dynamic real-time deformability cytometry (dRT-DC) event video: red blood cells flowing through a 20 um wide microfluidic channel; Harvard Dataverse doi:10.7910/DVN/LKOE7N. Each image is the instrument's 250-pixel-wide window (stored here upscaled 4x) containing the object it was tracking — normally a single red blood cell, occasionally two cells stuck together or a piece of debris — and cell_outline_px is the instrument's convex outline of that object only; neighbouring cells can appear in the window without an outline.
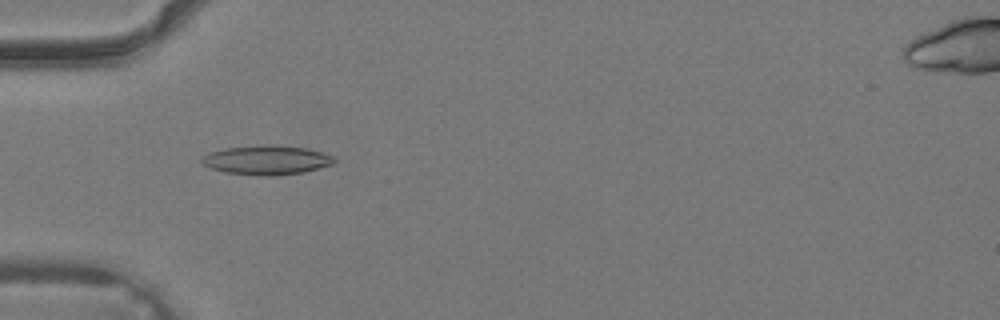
{"species": "common noctule bat (a hibernating species)", "species_latin": "Nyctalus noctula", "temperature_condition": "warm", "stored_images_in_passage": 31, "camera_frame_rate_fps": 3000, "um_per_image_px": 0.085, "animal": {"sex": "male", "body_mass_g": 19.2, "forearm_length_mm": 51.8}, "frame": {"image": 1, "passage_image": 5, "time_ms": 1.333, "image_size_px": [1000, 320], "cell_outline_px": [[336, 160], [332, 164], [304, 172], [272, 176], [260, 176], [224, 172], [212, 168], [204, 164], [200, 160], [204, 156], [212, 152], [224, 148], [264, 144], [308, 148], [332, 156]], "centroid_in_image_um": [22.66, 13.6], "position_along_channel_um": 62.3, "area_um2": 22.43}}
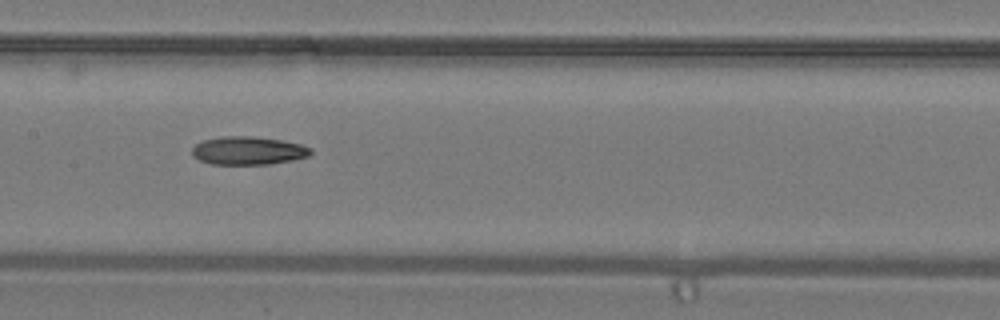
{"frame": {"image": 2, "passage_image": 12, "time_ms": 3.667, "image_size_px": [1000, 320], "cell_outline_px": [[312, 152], [308, 156], [292, 160], [268, 164], [212, 164], [200, 160], [192, 156], [192, 148], [196, 144], [204, 140], [220, 136], [252, 136], [280, 140], [300, 144], [312, 148]], "centroid_in_image_um": [21.08, 12.8], "position_along_channel_um": 186.3, "area_um2": 19.42}}
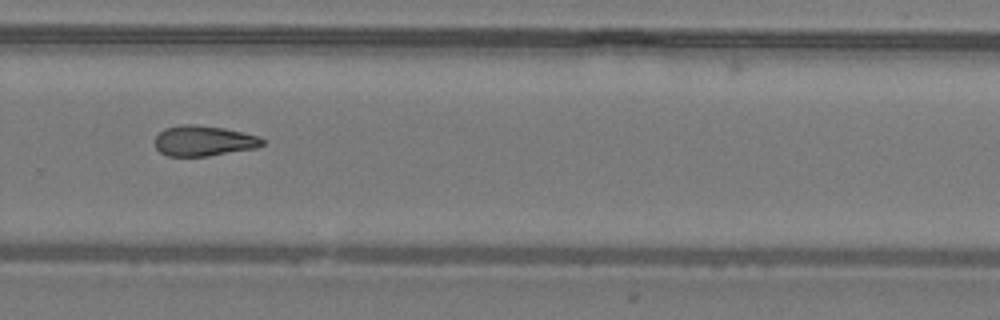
{"frame": {"image": 3, "passage_image": 19, "time_ms": 6.0, "image_size_px": [1000, 320], "cell_outline_px": [[264, 144], [256, 148], [208, 156], [168, 156], [160, 152], [156, 148], [156, 136], [164, 128], [180, 124], [196, 124], [224, 128], [244, 132], [260, 136], [264, 140]], "centroid_in_image_um": [17.33, 11.96], "position_along_channel_um": 312.5, "area_um2": 19.19}}